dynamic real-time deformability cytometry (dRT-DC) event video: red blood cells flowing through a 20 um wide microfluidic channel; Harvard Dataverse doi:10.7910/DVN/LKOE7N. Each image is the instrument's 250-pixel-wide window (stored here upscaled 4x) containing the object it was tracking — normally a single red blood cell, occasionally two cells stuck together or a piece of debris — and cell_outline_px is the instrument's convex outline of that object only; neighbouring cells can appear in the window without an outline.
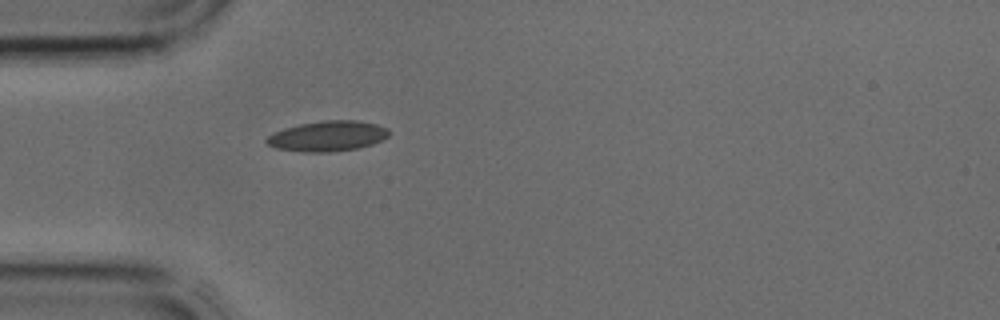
{"species": "common noctule bat (a hibernating species)", "species_latin": "Nyctalus noctula", "temperature_condition": "cold", "stored_images_in_passage": 5, "camera_frame_rate_fps": 3000, "um_per_image_px": 0.085, "animal": {"sex": "male", "body_mass_g": 17.9, "forearm_length_mm": 54.2}, "frame": {"image": 1, "passage_image": 5, "time_ms": 1.333, "image_size_px": [1000, 320], "cell_outline_px": [[392, 132], [388, 136], [372, 144], [356, 148], [332, 152], [304, 152], [276, 148], [268, 144], [264, 140], [268, 136], [284, 128], [300, 124], [324, 120], [356, 120], [376, 124], [388, 128]], "centroid_in_image_um": [27.87, 11.56], "position_along_channel_um": 57.1, "area_um2": 21.56}}